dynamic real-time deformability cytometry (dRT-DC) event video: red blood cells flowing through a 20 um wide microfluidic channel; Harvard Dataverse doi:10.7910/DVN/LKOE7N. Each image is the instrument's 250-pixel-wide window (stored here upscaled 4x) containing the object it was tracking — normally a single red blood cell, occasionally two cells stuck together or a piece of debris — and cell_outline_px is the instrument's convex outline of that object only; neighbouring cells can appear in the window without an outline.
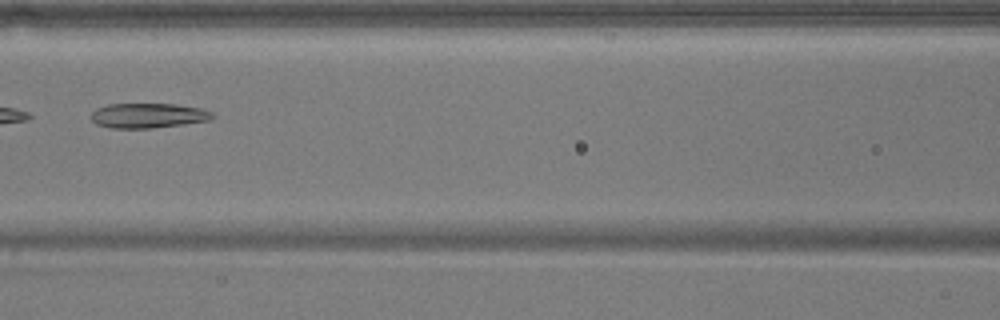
{"species": "common noctule bat (a hibernating species)", "species_latin": "Nyctalus noctula", "temperature_condition": "warm", "stored_images_in_passage": 7, "camera_frame_rate_fps": 3000, "um_per_image_px": 0.085, "animal": {"sex": "male", "body_mass_g": 17.9}, "frame": {"image": 1, "passage_image": 7, "time_ms": 7.0, "image_size_px": [1000, 320], "cell_outline_px": [[216, 116], [212, 120], [184, 124], [152, 128], [112, 128], [96, 124], [92, 120], [92, 112], [96, 108], [108, 104], [176, 104], [200, 108], [212, 112]], "centroid_in_image_um": [12.62, 9.82], "position_along_channel_um": 154.0, "area_um2": 17.63}}